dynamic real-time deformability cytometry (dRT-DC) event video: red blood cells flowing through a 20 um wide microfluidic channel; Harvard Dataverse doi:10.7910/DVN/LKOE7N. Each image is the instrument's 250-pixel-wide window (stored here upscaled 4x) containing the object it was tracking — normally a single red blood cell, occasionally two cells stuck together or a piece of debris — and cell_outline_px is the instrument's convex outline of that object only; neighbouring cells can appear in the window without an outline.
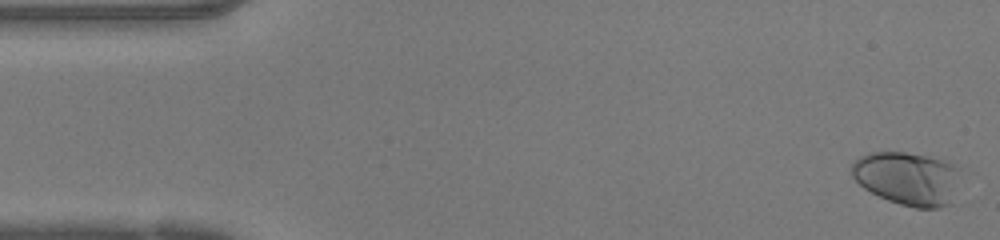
{"species": "human", "species_latin": "Homo sapiens", "temperature_condition": "warm", "stored_images_in_passage": 49, "camera_frame_rate_fps": 3000, "um_per_image_px": 0.085, "donor": {"sex": "female"}, "frame": {"image": 1, "passage_image": 2, "time_ms": 0.333, "image_size_px": [1000, 240], "cell_outline_px": [[956, 168], [952, 204], [940, 208], [916, 208], [900, 204], [888, 200], [864, 188], [852, 176], [852, 164], [860, 156], [868, 152], [904, 152], [928, 156], [944, 160], [952, 164]], "centroid_in_image_um": [77.08, 15.16], "position_along_channel_um": 7.9, "area_um2": 33.23}}
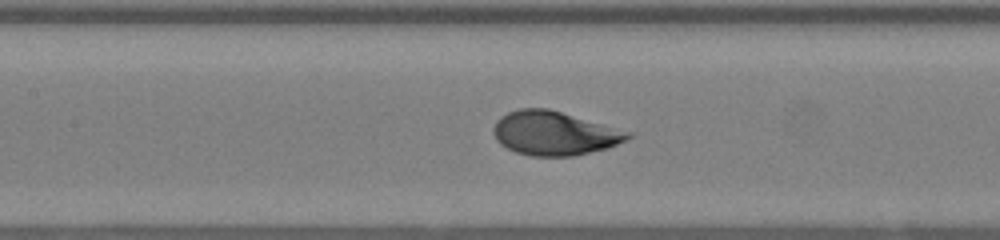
{"frame": {"image": 2, "passage_image": 22, "time_ms": 7.0, "image_size_px": [1000, 240], "cell_outline_px": [[636, 132], [632, 136], [608, 148], [572, 156], [532, 156], [516, 152], [500, 144], [496, 140], [492, 132], [492, 128], [496, 120], [500, 116], [508, 112], [520, 108], [548, 108]], "centroid_in_image_um": [47.13, 11.31], "position_along_channel_um": 160.3, "area_um2": 34.8}}
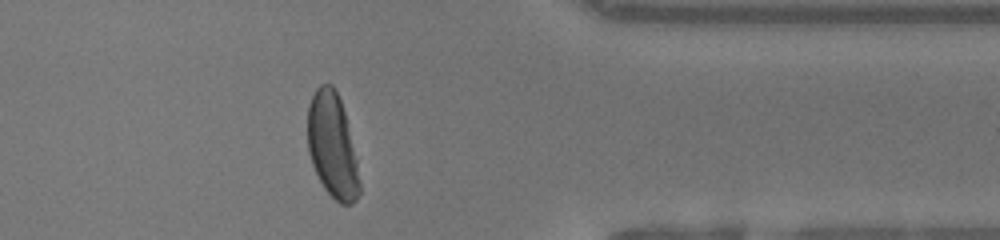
{"frame": {"image": 3, "passage_image": 39, "time_ms": 12.667, "image_size_px": [1000, 240], "cell_outline_px": [[360, 192], [356, 200], [352, 204], [340, 204], [324, 188], [312, 164], [308, 152], [308, 104], [316, 88], [320, 84], [332, 84], [340, 100], [344, 112], [356, 160], [360, 184]], "centroid_in_image_um": [28.23, 12.39], "position_along_channel_um": 383.2, "area_um2": 31.21}}